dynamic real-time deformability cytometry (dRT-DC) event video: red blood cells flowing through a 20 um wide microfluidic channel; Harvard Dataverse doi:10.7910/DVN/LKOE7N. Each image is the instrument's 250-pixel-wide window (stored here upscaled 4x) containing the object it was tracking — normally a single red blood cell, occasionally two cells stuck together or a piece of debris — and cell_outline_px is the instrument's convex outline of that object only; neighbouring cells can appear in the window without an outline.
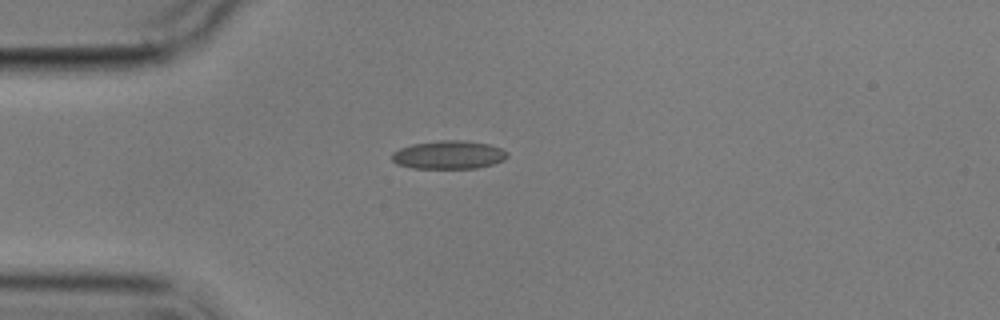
{"species": "common noctule bat (a hibernating species)", "species_latin": "Nyctalus noctula", "temperature_condition": "cold", "stored_images_in_passage": 1, "camera_frame_rate_fps": 3000, "um_per_image_px": 0.085, "animal": {"sex": "male", "body_mass_g": 17.9}, "frame": {"image": 1, "passage_image": 1, "time_ms": 0.0, "image_size_px": [1000, 320], "cell_outline_px": [[508, 156], [504, 160], [492, 164], [476, 168], [412, 168], [396, 164], [392, 160], [392, 152], [400, 148], [412, 144], [440, 140], [464, 140], [488, 144], [500, 148], [508, 152]], "centroid_in_image_um": [38.13, 13.16], "position_along_channel_um": 46.9, "area_um2": 19.07}}